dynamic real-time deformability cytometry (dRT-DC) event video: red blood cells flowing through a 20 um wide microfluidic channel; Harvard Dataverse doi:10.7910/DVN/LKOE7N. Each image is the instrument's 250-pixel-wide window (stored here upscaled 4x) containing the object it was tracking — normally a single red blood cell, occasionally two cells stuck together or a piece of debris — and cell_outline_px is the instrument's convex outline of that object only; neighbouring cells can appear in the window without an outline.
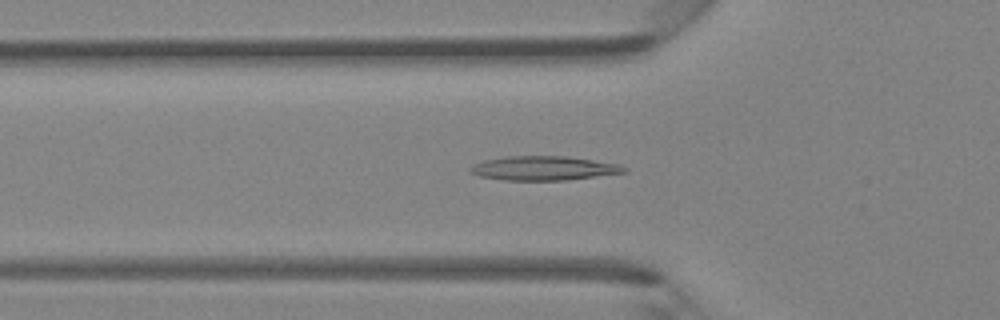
{"species": "Egyptian fruit bat (a non-hibernating species)", "species_latin": "Rousettus aegyptiacus", "temperature_condition": "room temperature", "stored_images_in_passage": 40, "camera_frame_rate_fps": 3000, "um_per_image_px": 0.085, "animal": {"sex": "female"}, "frame": {"image": 1, "passage_image": 10, "time_ms": 3.0, "image_size_px": [1000, 320], "cell_outline_px": [[628, 172], [568, 180], [504, 180], [480, 176], [468, 172], [468, 168], [472, 164], [484, 160], [508, 156], [564, 156], [620, 164], [628, 168]], "centroid_in_image_um": [46.21, 14.3], "position_along_channel_um": 79.6, "area_um2": 21.79}}
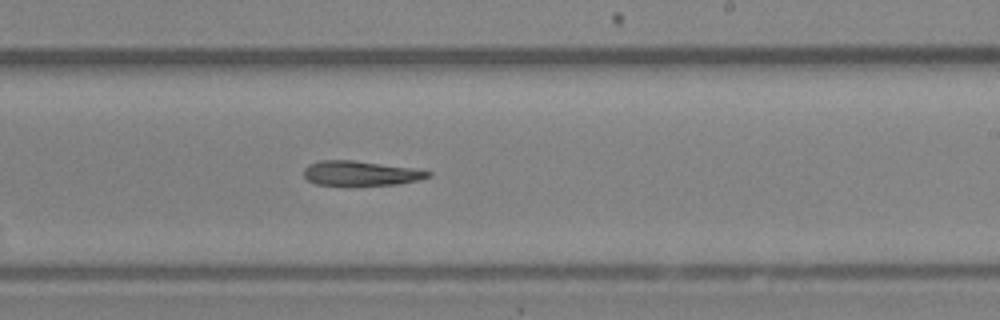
{"frame": {"image": 2, "passage_image": 22, "time_ms": 7.0, "image_size_px": [1000, 320], "cell_outline_px": [[432, 176], [416, 180], [396, 184], [316, 184], [308, 180], [304, 176], [304, 168], [308, 164], [320, 160], [352, 160], [412, 168], [432, 172]], "centroid_in_image_um": [30.62, 14.71], "position_along_channel_um": 258.4, "area_um2": 17.4}}
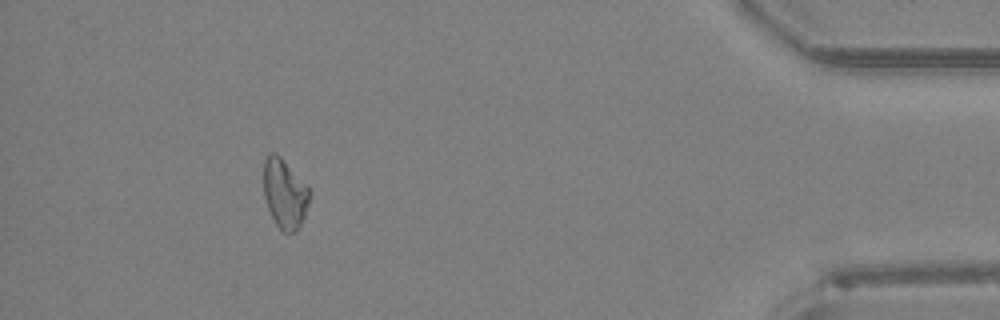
{"frame": {"image": 3, "passage_image": 36, "time_ms": 11.667, "image_size_px": [1000, 320], "cell_outline_px": [[308, 204], [304, 216], [296, 232], [284, 232], [276, 224], [268, 208], [264, 196], [264, 160], [268, 152], [276, 152], [280, 156], [308, 188]], "centroid_in_image_um": [24.16, 16.44], "position_along_channel_um": 411.0, "area_um2": 18.09}}